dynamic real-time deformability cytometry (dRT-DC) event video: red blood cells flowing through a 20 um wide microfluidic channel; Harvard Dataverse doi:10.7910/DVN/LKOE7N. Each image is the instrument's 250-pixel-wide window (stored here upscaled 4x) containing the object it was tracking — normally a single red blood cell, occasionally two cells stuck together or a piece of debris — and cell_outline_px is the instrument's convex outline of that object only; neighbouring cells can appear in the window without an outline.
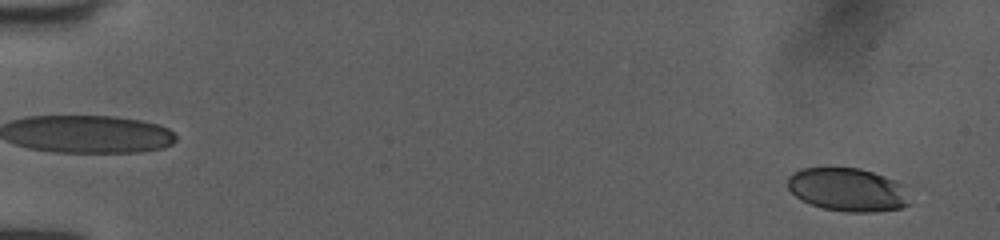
{"species": "human", "species_latin": "Homo sapiens", "temperature_condition": "room temperature", "stored_images_in_passage": 52, "camera_frame_rate_fps": 3000, "um_per_image_px": 0.085, "donor": {"sex": "female"}, "frame": {"image": 1, "passage_image": 3, "time_ms": 0.667, "image_size_px": [1000, 240], "cell_outline_px": [[912, 204], [900, 208], [876, 212], [848, 212], [824, 208], [800, 200], [788, 188], [788, 176], [792, 172], [800, 168], [828, 164], [860, 168], [896, 180], [904, 184]], "centroid_in_image_um": [72.05, 16.07], "position_along_channel_um": 13.0, "area_um2": 31.96}}
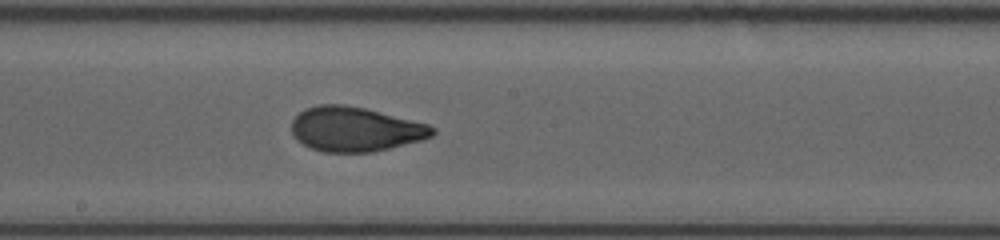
{"frame": {"image": 2, "passage_image": 30, "time_ms": 9.667, "image_size_px": [1000, 240], "cell_outline_px": [[436, 132], [432, 136], [424, 140], [372, 152], [324, 152], [312, 148], [296, 140], [292, 132], [292, 120], [300, 112], [308, 108], [320, 104], [344, 104], [364, 108], [428, 124], [436, 128]], "centroid_in_image_um": [30.21, 10.99], "position_along_channel_um": 218.0, "area_um2": 36.47}}
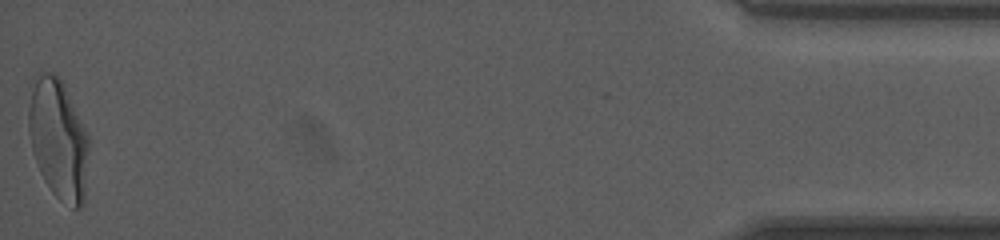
{"frame": {"image": 3, "passage_image": 52, "time_ms": 17.0, "image_size_px": [1000, 240], "cell_outline_px": [[88, 152], [84, 200], [80, 208], [72, 208], [60, 200], [52, 192], [44, 180], [40, 172], [32, 148], [28, 128], [28, 112], [32, 92], [36, 80], [40, 72], [52, 72], [64, 84], [88, 132]], "centroid_in_image_um": [4.98, 11.86], "position_along_channel_um": 430.2, "area_um2": 41.73}, "authors_computed_cell_mechanics": {"area_um2": 35.8938, "velocity_mm_per_s": 4.0527, "shape_relaxation_time_tau1_ms": 5.081, "shape_relaxation_time_tau2_ms": 0.9881, "deformation_change_tau1": 0.2038, "deformation_change_tau2": 0.0718}}